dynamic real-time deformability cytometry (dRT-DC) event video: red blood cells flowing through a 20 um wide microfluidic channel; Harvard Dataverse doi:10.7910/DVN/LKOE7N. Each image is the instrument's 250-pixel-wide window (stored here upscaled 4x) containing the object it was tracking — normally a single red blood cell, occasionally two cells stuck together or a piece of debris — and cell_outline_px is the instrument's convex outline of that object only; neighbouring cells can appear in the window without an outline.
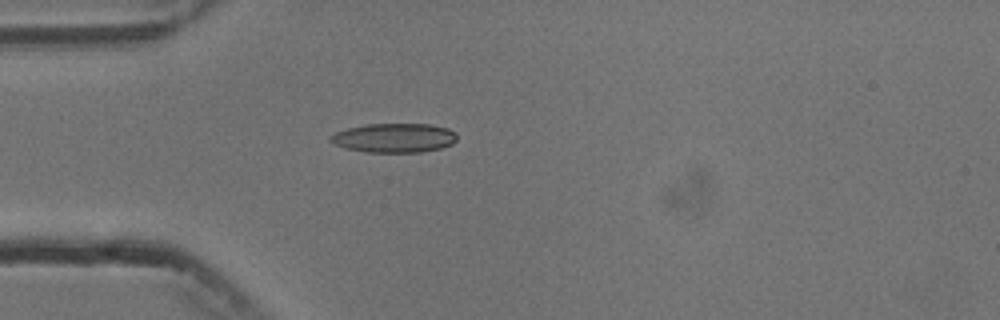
{"species": "common noctule bat (a hibernating species)", "species_latin": "Nyctalus noctula", "temperature_condition": "cold", "stored_images_in_passage": 2, "camera_frame_rate_fps": 3000, "um_per_image_px": 0.085, "animal": {"sex": "male", "body_mass_g": 13.3}, "frame": {"image": 1, "passage_image": 2, "time_ms": 2.0, "image_size_px": [1000, 320], "cell_outline_px": [[456, 140], [452, 144], [440, 148], [420, 152], [368, 152], [344, 148], [332, 144], [328, 140], [328, 136], [336, 132], [348, 128], [368, 124], [432, 124], [448, 128], [456, 132]], "centroid_in_image_um": [33.48, 11.72], "position_along_channel_um": 51.5, "area_um2": 21.68}}